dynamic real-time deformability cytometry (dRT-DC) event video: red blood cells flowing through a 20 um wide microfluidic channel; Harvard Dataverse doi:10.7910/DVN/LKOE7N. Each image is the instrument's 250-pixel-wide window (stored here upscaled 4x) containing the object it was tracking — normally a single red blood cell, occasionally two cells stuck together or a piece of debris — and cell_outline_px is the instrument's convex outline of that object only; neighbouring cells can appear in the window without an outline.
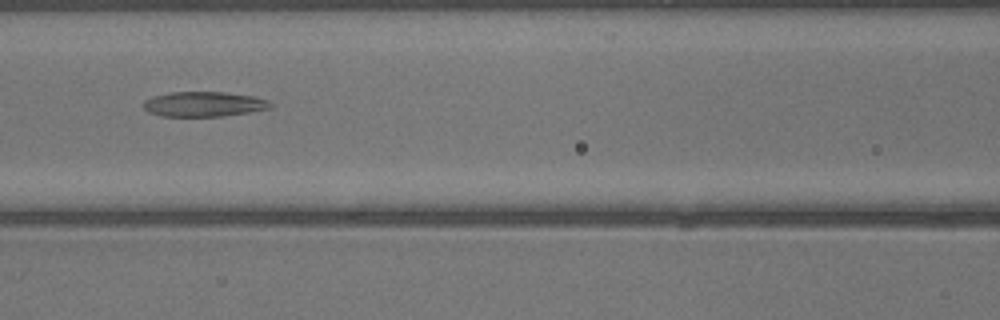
{"species": "common noctule bat (a hibernating species)", "species_latin": "Nyctalus noctula", "temperature_condition": "warm", "stored_images_in_passage": 31, "camera_frame_rate_fps": 3000, "um_per_image_px": 0.085, "animal": {"sex": "male", "body_mass_g": 13.3}, "frame": {"image": 1, "passage_image": 8, "time_ms": 2.333, "image_size_px": [1000, 320], "cell_outline_px": [[272, 108], [224, 116], [160, 116], [148, 112], [144, 108], [144, 100], [152, 96], [172, 92], [224, 92], [256, 96], [268, 100], [272, 104]], "centroid_in_image_um": [17.34, 8.85], "position_along_channel_um": 149.3, "area_um2": 18.55}}
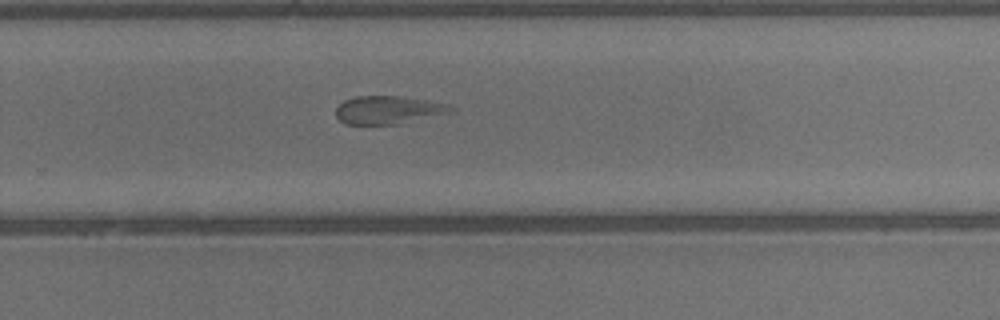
{"frame": {"image": 2, "passage_image": 17, "time_ms": 5.333, "image_size_px": [1000, 320], "cell_outline_px": [[448, 108], [436, 112], [396, 124], [344, 124], [336, 116], [336, 108], [344, 100], [356, 96], [400, 96], [448, 104]], "centroid_in_image_um": [32.71, 9.32], "position_along_channel_um": 297.1, "area_um2": 17.46}}
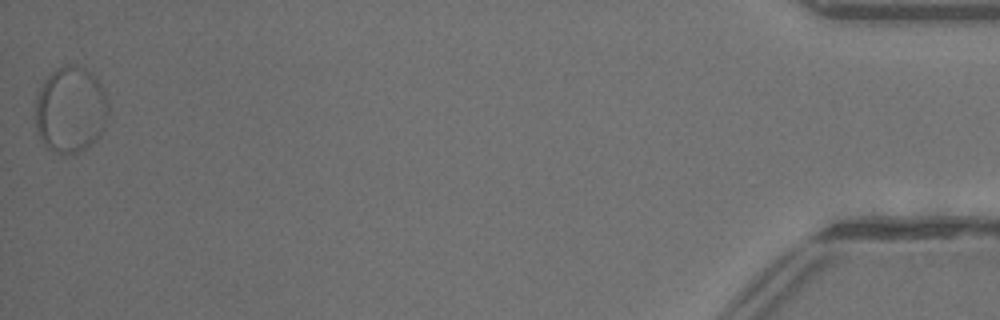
{"frame": {"image": 3, "passage_image": 31, "time_ms": 10.0, "image_size_px": [1000, 320], "cell_outline_px": [[108, 112], [104, 128], [100, 136], [92, 144], [76, 152], [56, 152], [48, 148], [44, 144], [36, 128], [36, 96], [44, 80], [56, 68], [64, 64], [76, 64], [92, 72], [96, 76], [104, 88], [108, 104]], "centroid_in_image_um": [6.02, 9.27], "position_along_channel_um": 429.2, "area_um2": 36.82}}